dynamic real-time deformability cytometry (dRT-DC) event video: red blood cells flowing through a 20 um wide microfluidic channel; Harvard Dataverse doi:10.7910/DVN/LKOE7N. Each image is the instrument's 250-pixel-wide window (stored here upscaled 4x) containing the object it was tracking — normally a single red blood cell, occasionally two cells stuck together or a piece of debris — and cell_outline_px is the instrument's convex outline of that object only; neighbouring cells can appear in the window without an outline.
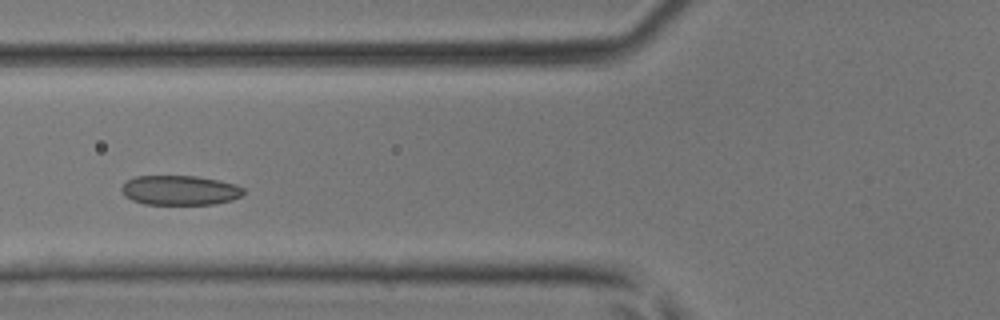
{"species": "common noctule bat (a hibernating species)", "species_latin": "Nyctalus noctula", "temperature_condition": "room temperature", "stored_images_in_passage": 4, "camera_frame_rate_fps": 3000, "um_per_image_px": 0.085, "animal": {"sex": "male", "body_mass_g": 17.9, "forearm_length_mm": 54.2}, "frame": {"image": 1, "passage_image": 4, "time_ms": 1.0, "image_size_px": [1000, 320], "cell_outline_px": [[244, 192], [240, 196], [232, 200], [212, 204], [144, 204], [132, 200], [124, 196], [120, 188], [128, 180], [136, 176], [196, 176], [220, 180], [236, 184], [244, 188]], "centroid_in_image_um": [15.29, 16.17], "position_along_channel_um": 110.5, "area_um2": 21.1}}